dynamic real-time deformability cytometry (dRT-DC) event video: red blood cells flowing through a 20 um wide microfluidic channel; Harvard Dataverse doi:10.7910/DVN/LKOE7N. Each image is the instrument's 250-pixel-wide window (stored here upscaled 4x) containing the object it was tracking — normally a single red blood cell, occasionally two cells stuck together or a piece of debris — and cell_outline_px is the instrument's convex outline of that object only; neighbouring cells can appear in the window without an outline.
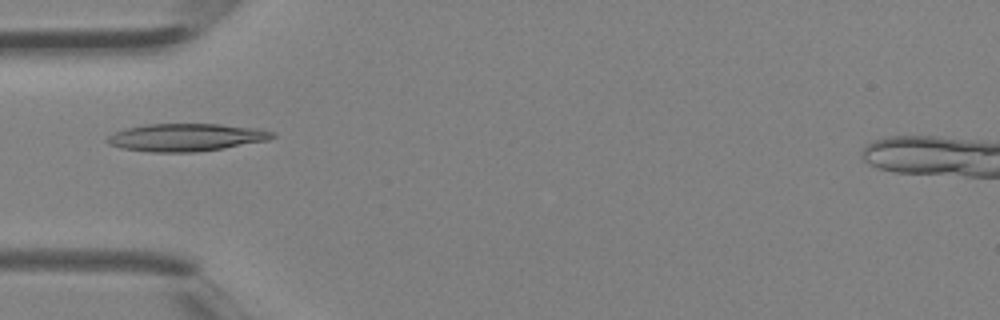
{"species": "Egyptian fruit bat (a non-hibernating species)", "species_latin": "Rousettus aegyptiacus", "temperature_condition": "room temperature", "stored_images_in_passage": 3, "camera_frame_rate_fps": 3000, "um_per_image_px": 0.085, "animal": {"sex": "female"}, "frame": {"image": 1, "passage_image": 3, "time_ms": 0.667, "image_size_px": [1000, 320], "cell_outline_px": [[276, 136], [268, 140], [224, 148], [196, 152], [148, 152], [120, 148], [108, 144], [104, 140], [108, 136], [124, 128], [148, 124], [220, 124], [260, 128], [276, 132]], "centroid_in_image_um": [15.82, 11.67], "position_along_channel_um": 69.2, "area_um2": 26.88}}